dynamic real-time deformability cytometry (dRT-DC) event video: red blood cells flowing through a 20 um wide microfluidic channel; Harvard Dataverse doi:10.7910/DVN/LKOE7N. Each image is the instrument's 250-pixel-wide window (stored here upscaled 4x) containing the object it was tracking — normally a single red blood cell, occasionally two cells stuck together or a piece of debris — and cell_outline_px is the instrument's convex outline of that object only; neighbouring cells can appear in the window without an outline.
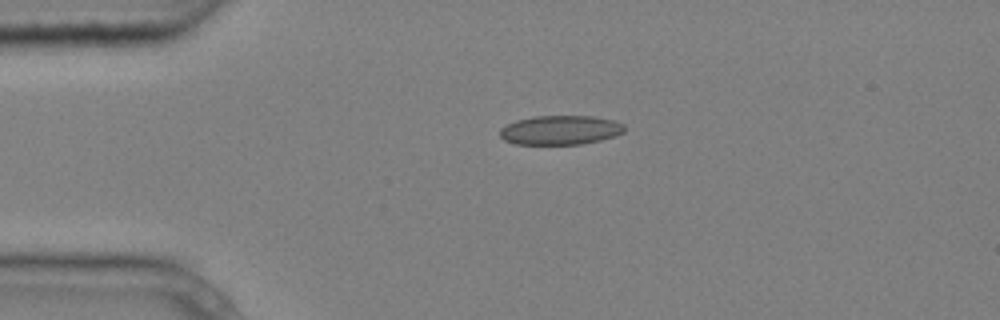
{"species": "common noctule bat (a hibernating species)", "species_latin": "Nyctalus noctula", "temperature_condition": "cold", "stored_images_in_passage": 3, "camera_frame_rate_fps": 3000, "um_per_image_px": 0.085, "animal": {"sex": "male", "body_mass_g": 20.4}, "frame": {"image": 1, "passage_image": 3, "time_ms": 0.667, "image_size_px": [1000, 320], "cell_outline_px": [[624, 132], [616, 136], [600, 140], [580, 144], [516, 144], [504, 140], [500, 136], [500, 128], [516, 120], [536, 116], [592, 116], [612, 120], [624, 124]], "centroid_in_image_um": [47.63, 11.06], "position_along_channel_um": 37.4, "area_um2": 21.15}}